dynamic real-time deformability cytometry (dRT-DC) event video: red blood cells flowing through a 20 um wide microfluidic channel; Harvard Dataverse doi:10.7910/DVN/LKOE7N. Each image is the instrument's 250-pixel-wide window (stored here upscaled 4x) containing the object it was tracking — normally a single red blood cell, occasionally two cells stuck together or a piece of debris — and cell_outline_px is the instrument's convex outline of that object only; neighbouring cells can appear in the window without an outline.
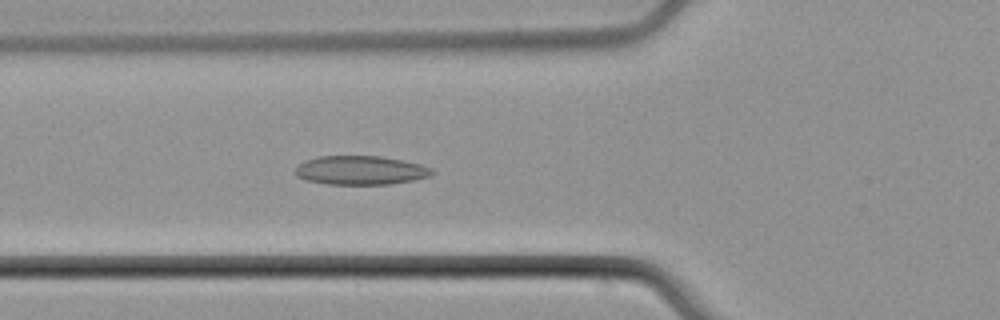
{"species": "common noctule bat (a hibernating species)", "species_latin": "Nyctalus noctula", "temperature_condition": "cold", "stored_images_in_passage": 55, "camera_frame_rate_fps": 3000, "um_per_image_px": 0.085, "animal": {"sex": "male", "body_mass_g": 21.5, "forearm_length_mm": 52.0}, "frame": {"image": 1, "passage_image": 21, "time_ms": 6.667, "image_size_px": [1000, 320], "cell_outline_px": [[436, 172], [428, 176], [412, 180], [388, 184], [328, 184], [308, 180], [296, 176], [296, 168], [304, 160], [320, 156], [380, 156], [420, 164], [432, 168]], "centroid_in_image_um": [30.65, 14.47], "position_along_channel_um": 95.2, "area_um2": 22.77}}
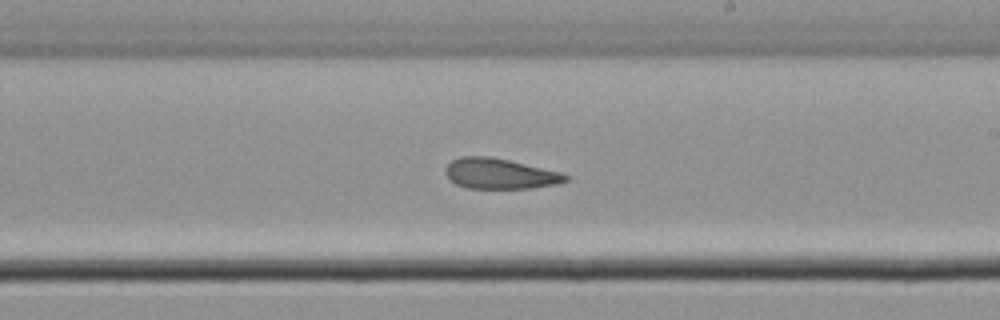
{"frame": {"image": 2, "passage_image": 33, "time_ms": 10.667, "image_size_px": [1000, 320], "cell_outline_px": [[572, 176], [568, 180], [560, 184], [532, 188], [468, 188], [456, 184], [444, 172], [444, 168], [452, 160], [460, 156], [488, 156], [508, 160], [564, 172]], "centroid_in_image_um": [42.56, 14.76], "position_along_channel_um": 246.4, "area_um2": 21.56}}
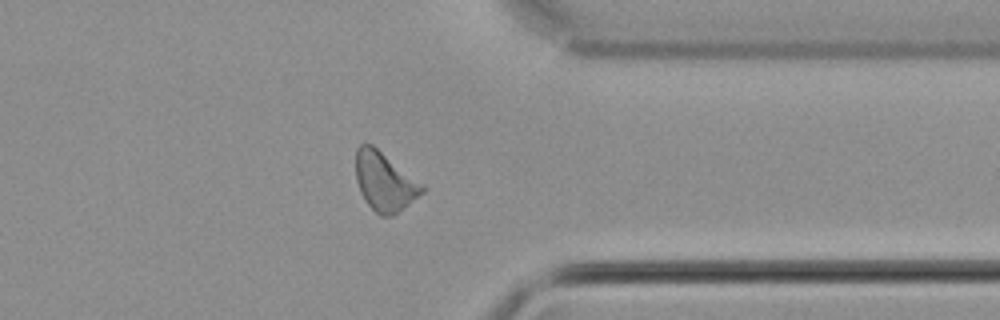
{"frame": {"image": 3, "passage_image": 44, "time_ms": 14.333, "image_size_px": [1000, 320], "cell_outline_px": [[424, 192], [392, 216], [380, 216], [368, 204], [360, 192], [356, 180], [356, 148], [360, 144], [372, 144], [424, 184]], "centroid_in_image_um": [32.69, 15.42], "position_along_channel_um": 378.7, "area_um2": 22.6}, "authors_computed_cell_mechanics": {"area_um2": 22.6576, "velocity_mm_per_s": 3.7861, "shape_relaxation_time_tau1_ms": 9.1979, "shape_relaxation_time_tau2_ms": 2.79, "deformation_change_tau1": 0.1325, "deformation_change_tau2": 0.1077}}